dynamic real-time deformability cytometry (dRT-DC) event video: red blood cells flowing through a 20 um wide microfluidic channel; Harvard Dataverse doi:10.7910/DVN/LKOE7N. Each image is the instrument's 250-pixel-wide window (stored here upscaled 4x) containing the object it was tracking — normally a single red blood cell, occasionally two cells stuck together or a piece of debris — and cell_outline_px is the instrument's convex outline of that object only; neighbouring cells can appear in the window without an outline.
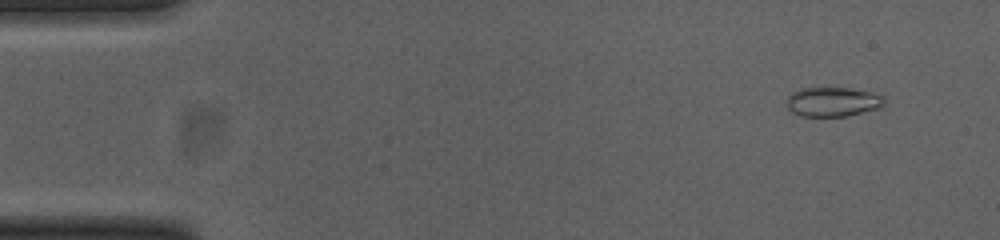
{"species": "common noctule bat (a hibernating species)", "species_latin": "Nyctalus noctula", "temperature_condition": "cold", "stored_images_in_passage": 13, "camera_frame_rate_fps": 3000, "um_per_image_px": 0.085, "animal": {"sex": "female", "body_mass_g": 23.0, "forearm_length_mm": 53.4}, "frame": {"image": 1, "passage_image": 4, "time_ms": 1.0, "image_size_px": [1000, 240], "cell_outline_px": [[884, 104], [880, 108], [848, 116], [800, 116], [792, 112], [788, 108], [788, 96], [792, 92], [800, 88], [848, 88], [868, 92], [884, 96]], "centroid_in_image_um": [70.78, 8.66], "position_along_channel_um": 14.2, "area_um2": 16.65}}